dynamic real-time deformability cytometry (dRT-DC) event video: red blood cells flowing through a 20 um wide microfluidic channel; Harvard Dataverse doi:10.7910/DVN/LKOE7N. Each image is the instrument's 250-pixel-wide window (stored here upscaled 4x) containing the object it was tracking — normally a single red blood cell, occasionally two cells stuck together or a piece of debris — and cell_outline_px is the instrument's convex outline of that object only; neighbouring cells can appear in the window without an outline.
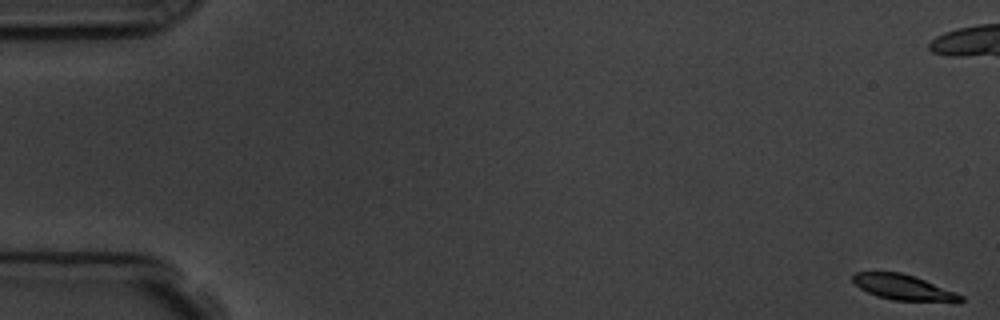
{"species": "common noctule bat (a hibernating species)", "species_latin": "Nyctalus noctula", "temperature_condition": "room temperature", "stored_images_in_passage": 7, "camera_frame_rate_fps": 3000, "um_per_image_px": 0.085, "animal": {"sex": "male", "body_mass_g": 19.5, "forearm_length_mm": 54.6}, "frame": {"image": 1, "passage_image": 1, "time_ms": 0.0, "image_size_px": [1000, 320], "cell_outline_px": [[964, 300], [960, 304], [892, 300], [876, 296], [860, 288], [852, 280], [852, 276], [856, 272], [900, 272], [924, 280], [956, 292], [964, 296]], "centroid_in_image_um": [76.89, 24.48], "position_along_channel_um": 8.1, "area_um2": 16.36}}